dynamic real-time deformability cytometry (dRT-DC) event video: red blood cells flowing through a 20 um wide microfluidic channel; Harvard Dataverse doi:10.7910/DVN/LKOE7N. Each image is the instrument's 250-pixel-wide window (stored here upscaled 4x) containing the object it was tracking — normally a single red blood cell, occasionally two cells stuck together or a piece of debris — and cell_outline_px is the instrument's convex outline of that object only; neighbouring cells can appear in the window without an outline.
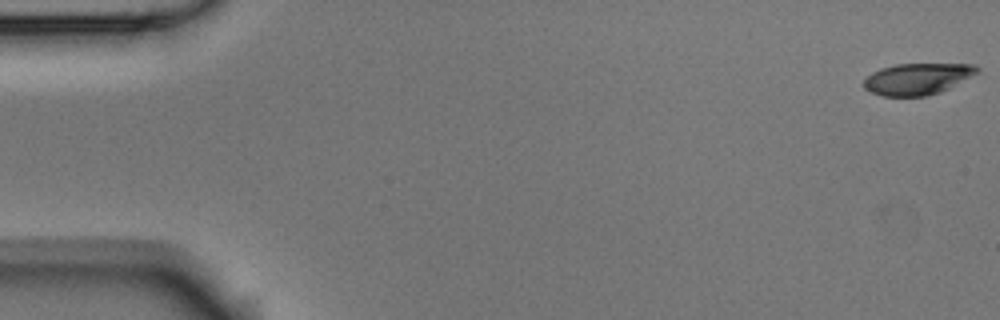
{"species": "Egyptian fruit bat (a non-hibernating species)", "species_latin": "Rousettus aegyptiacus", "temperature_condition": "room temperature", "stored_images_in_passage": 4, "camera_frame_rate_fps": 3000, "um_per_image_px": 0.085, "animal": {"sex": "male"}, "frame": {"image": 1, "passage_image": 1, "time_ms": 0.0, "image_size_px": [1000, 320], "cell_outline_px": [[980, 72], [940, 92], [924, 96], [884, 96], [868, 92], [864, 88], [864, 80], [872, 72], [880, 68], [896, 64], [976, 64], [980, 68]], "centroid_in_image_um": [77.98, 6.7], "position_along_channel_um": 7.0, "area_um2": 20.81}}